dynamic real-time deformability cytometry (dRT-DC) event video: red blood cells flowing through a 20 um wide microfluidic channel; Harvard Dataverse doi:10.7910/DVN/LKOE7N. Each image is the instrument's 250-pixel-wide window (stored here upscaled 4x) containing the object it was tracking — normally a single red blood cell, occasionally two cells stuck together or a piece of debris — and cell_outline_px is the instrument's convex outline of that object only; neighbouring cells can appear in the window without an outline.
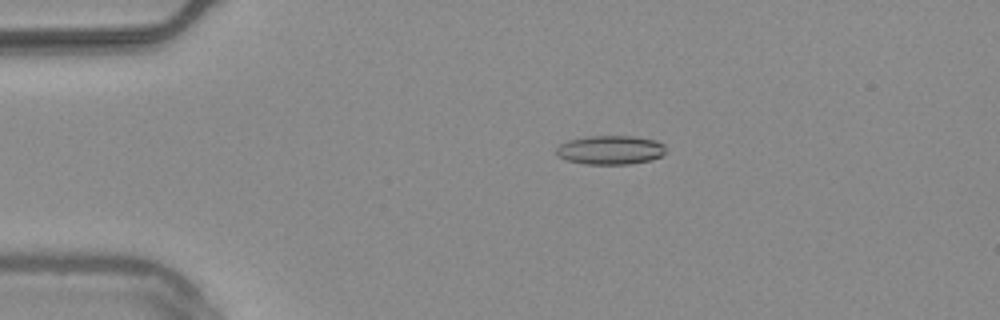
{"species": "common noctule bat (a hibernating species)", "species_latin": "Nyctalus noctula", "temperature_condition": "warm", "stored_images_in_passage": 44, "camera_frame_rate_fps": 3000, "um_per_image_px": 0.085, "animal": {"sex": "male", "body_mass_g": 20.4}, "frame": {"image": 1, "passage_image": 1, "time_ms": 0.0, "image_size_px": [1000, 320], "cell_outline_px": [[664, 152], [660, 156], [652, 160], [628, 164], [588, 164], [568, 160], [560, 156], [556, 152], [556, 148], [560, 144], [568, 140], [588, 136], [636, 136], [656, 140], [664, 144]], "centroid_in_image_um": [51.9, 12.73], "position_along_channel_um": 33.1, "area_um2": 18.38}}
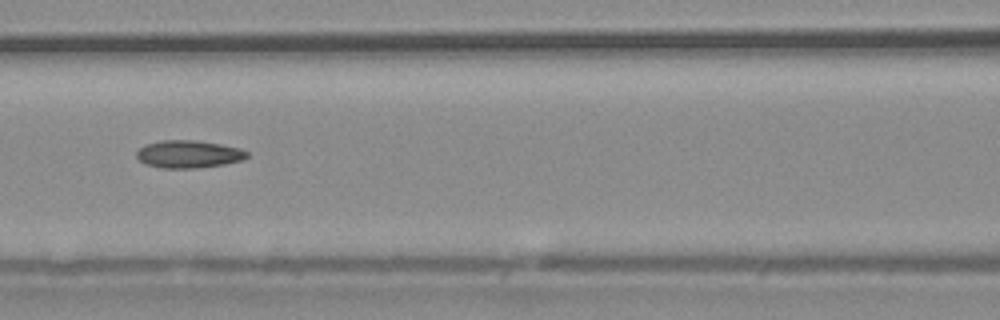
{"frame": {"image": 2, "passage_image": 14, "time_ms": 4.333, "image_size_px": [1000, 320], "cell_outline_px": [[248, 156], [240, 160], [224, 164], [196, 168], [160, 168], [144, 164], [136, 156], [136, 152], [144, 144], [160, 140], [192, 140], [220, 144], [240, 148], [248, 152]], "centroid_in_image_um": [15.98, 13.1], "position_along_channel_um": 150.6, "area_um2": 17.74}}
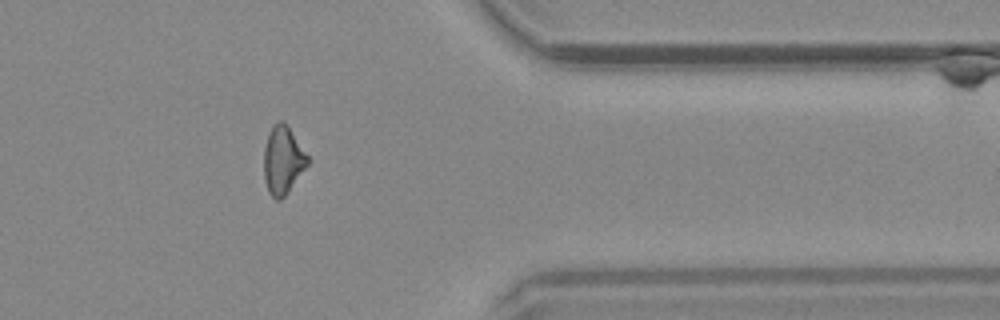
{"frame": {"image": 3, "passage_image": 34, "time_ms": 11.0, "image_size_px": [1000, 320], "cell_outline_px": [[312, 160], [288, 192], [280, 200], [276, 200], [268, 192], [264, 180], [264, 148], [272, 124], [276, 120], [284, 120], [288, 124]], "centroid_in_image_um": [24.07, 13.57], "position_along_channel_um": 387.3, "area_um2": 17.86}, "authors_computed_cell_mechanics": {"area_um2": 17.3978, "velocity_mm_per_s": 3.7734, "shape_relaxation_time_tau1_ms": null, "shape_relaxation_time_tau2_ms": 7.7167, "deformation_change_tau1": null, "deformation_change_tau2": 0.1793}}